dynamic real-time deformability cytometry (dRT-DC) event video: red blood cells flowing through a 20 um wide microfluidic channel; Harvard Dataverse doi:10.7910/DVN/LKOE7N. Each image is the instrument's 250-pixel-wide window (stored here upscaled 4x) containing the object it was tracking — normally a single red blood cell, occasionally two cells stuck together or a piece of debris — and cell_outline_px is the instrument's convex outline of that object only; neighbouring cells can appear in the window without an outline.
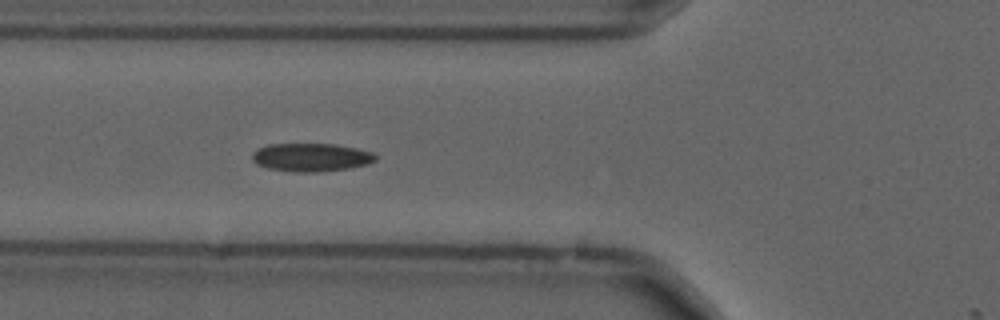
{"species": "common noctule bat (a hibernating species)", "species_latin": "Nyctalus noctula", "temperature_condition": "cold", "stored_images_in_passage": 7, "camera_frame_rate_fps": 3000, "um_per_image_px": 0.085, "animal": {"sex": "male", "forearm_length_mm": 52.5}, "frame": {"image": 1, "passage_image": 6, "time_ms": 1.667, "image_size_px": [1000, 320], "cell_outline_px": [[376, 160], [368, 164], [348, 168], [320, 172], [296, 172], [268, 168], [256, 164], [252, 160], [252, 152], [256, 148], [268, 144], [336, 144], [356, 148], [372, 152], [376, 156]], "centroid_in_image_um": [26.41, 13.37], "position_along_channel_um": 99.4, "area_um2": 20.4}}